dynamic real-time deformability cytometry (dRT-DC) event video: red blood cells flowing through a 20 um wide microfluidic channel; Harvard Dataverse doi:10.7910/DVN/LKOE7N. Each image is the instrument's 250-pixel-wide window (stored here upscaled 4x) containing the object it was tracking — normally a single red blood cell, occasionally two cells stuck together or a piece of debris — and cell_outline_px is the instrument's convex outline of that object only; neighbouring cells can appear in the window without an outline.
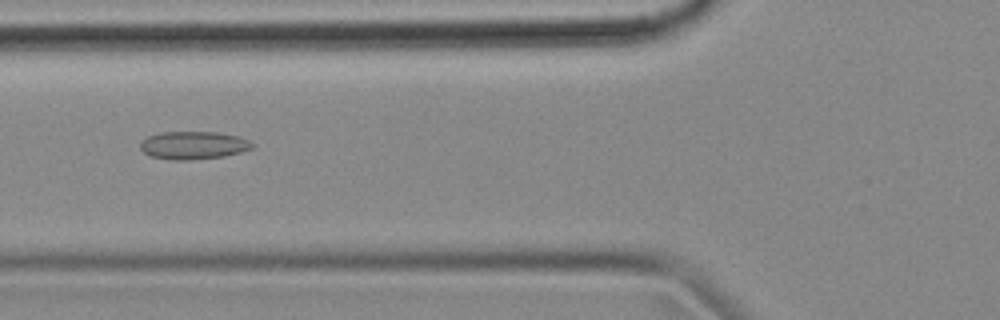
{"species": "common noctule bat (a hibernating species)", "species_latin": "Nyctalus noctula", "temperature_condition": "cold", "stored_images_in_passage": 38, "camera_frame_rate_fps": 3000, "um_per_image_px": 0.085, "animal": {"sex": "female", "body_mass_g": 18.4}, "frame": {"image": 1, "passage_image": 4, "time_ms": 1.0, "image_size_px": [1000, 320], "cell_outline_px": [[256, 148], [224, 156], [188, 160], [172, 160], [152, 156], [144, 152], [140, 148], [140, 144], [148, 136], [160, 132], [216, 132], [240, 136], [256, 144]], "centroid_in_image_um": [16.5, 12.34], "position_along_channel_um": 109.3, "area_um2": 18.26}}
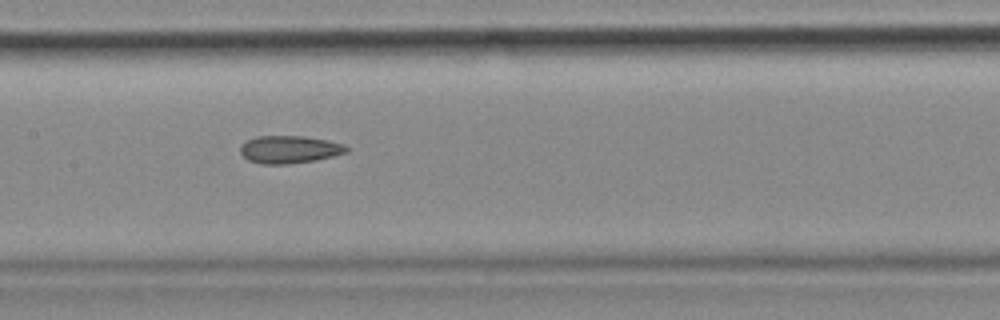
{"frame": {"image": 2, "passage_image": 10, "time_ms": 3.0, "image_size_px": [1000, 320], "cell_outline_px": [[348, 152], [316, 160], [284, 164], [260, 164], [248, 160], [240, 152], [240, 144], [256, 136], [304, 136], [328, 140], [344, 144], [348, 148]], "centroid_in_image_um": [24.59, 12.7], "position_along_channel_um": 182.8, "area_um2": 17.11}}
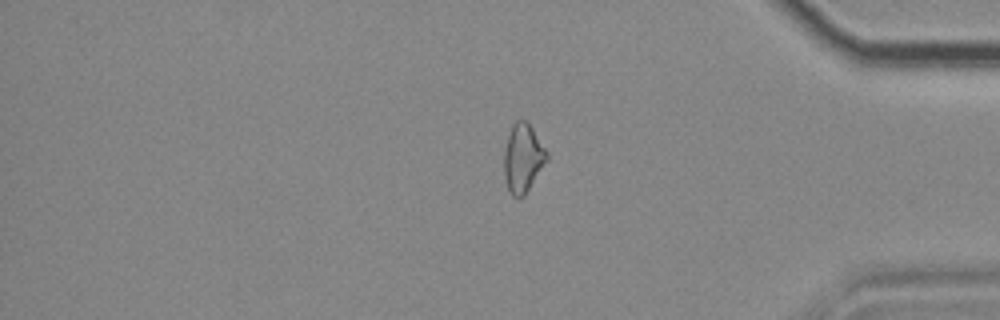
{"frame": {"image": 3, "passage_image": 29, "time_ms": 9.333, "image_size_px": [1000, 320], "cell_outline_px": [[548, 160], [524, 196], [512, 196], [508, 192], [504, 176], [504, 152], [508, 136], [512, 124], [516, 120], [524, 120], [532, 128], [548, 152]], "centroid_in_image_um": [44.45, 13.46], "position_along_channel_um": 390.8, "area_um2": 17.05}}